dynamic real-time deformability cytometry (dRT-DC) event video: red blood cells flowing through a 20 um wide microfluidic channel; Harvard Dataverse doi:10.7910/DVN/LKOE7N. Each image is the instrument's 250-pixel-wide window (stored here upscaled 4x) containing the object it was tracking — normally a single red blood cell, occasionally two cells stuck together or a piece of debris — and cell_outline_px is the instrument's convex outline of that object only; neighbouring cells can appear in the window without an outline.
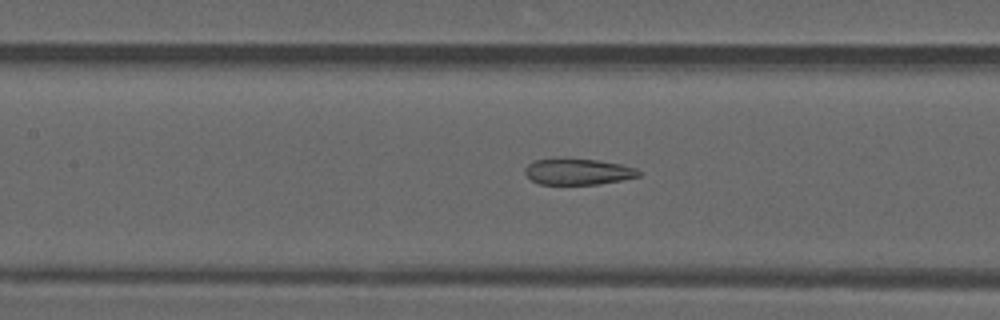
{"species": "common noctule bat (a hibernating species)", "species_latin": "Nyctalus noctula", "temperature_condition": "warm", "stored_images_in_passage": 40, "camera_frame_rate_fps": 3000, "um_per_image_px": 0.085, "animal": {"sex": "male", "forearm_length_mm": 52.5}, "frame": {"image": 1, "passage_image": 19, "time_ms": 6.0, "image_size_px": [1000, 320], "cell_outline_px": [[640, 176], [600, 184], [540, 184], [532, 180], [524, 172], [524, 168], [528, 164], [536, 160], [596, 160], [620, 164], [636, 168], [640, 172]], "centroid_in_image_um": [49.14, 14.62], "position_along_channel_um": 158.3, "area_um2": 16.76}}
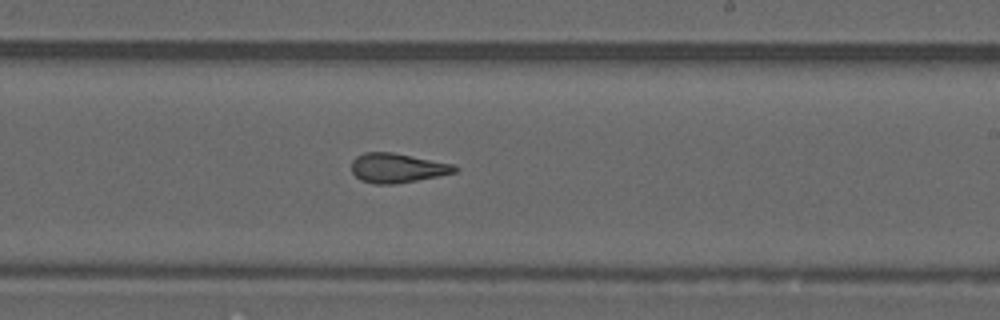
{"frame": {"image": 2, "passage_image": 26, "time_ms": 8.333, "image_size_px": [1000, 320], "cell_outline_px": [[460, 168], [456, 172], [416, 180], [392, 184], [376, 184], [360, 180], [352, 172], [352, 160], [356, 156], [364, 152], [392, 152], [452, 164]], "centroid_in_image_um": [33.73, 14.27], "position_along_channel_um": 255.3, "area_um2": 17.51}}
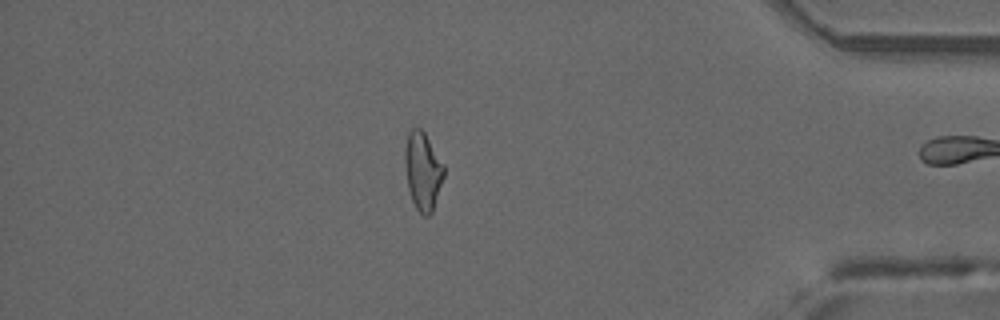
{"frame": {"image": 3, "passage_image": 39, "time_ms": 12.667, "image_size_px": [1000, 320], "cell_outline_px": [[444, 176], [432, 212], [428, 216], [424, 216], [416, 208], [412, 200], [408, 188], [404, 164], [404, 148], [408, 132], [412, 128], [420, 128], [424, 132], [444, 164]], "centroid_in_image_um": [35.92, 14.52], "position_along_channel_um": 399.3, "area_um2": 17.74}, "authors_computed_cell_mechanics": {"area_um2": 17.8602, "velocity_mm_per_s": 4.1803, "shape_relaxation_time_tau1_ms": null, "shape_relaxation_time_tau2_ms": 1.9202, "deformation_change_tau1": null, "deformation_change_tau2": 0.1127}}